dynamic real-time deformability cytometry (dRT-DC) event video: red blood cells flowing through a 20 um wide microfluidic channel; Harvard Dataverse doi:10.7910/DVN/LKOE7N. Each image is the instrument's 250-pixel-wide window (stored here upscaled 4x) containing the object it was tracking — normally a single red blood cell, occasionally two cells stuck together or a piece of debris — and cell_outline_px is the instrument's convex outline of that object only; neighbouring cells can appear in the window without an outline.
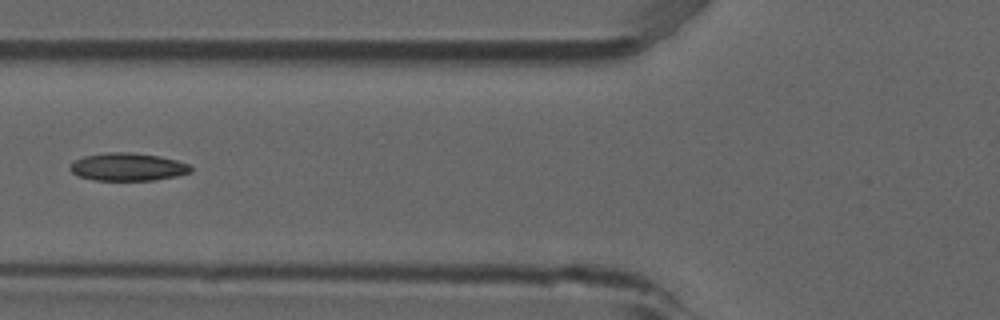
{"species": "common noctule bat (a hibernating species)", "species_latin": "Nyctalus noctula", "temperature_condition": "room temperature", "stored_images_in_passage": 4, "camera_frame_rate_fps": 3000, "um_per_image_px": 0.085, "animal": {"sex": "male", "forearm_length_mm": 52.5}, "frame": {"image": 1, "passage_image": 4, "time_ms": 1.0, "image_size_px": [1000, 320], "cell_outline_px": [[192, 172], [176, 176], [156, 180], [96, 180], [80, 176], [72, 172], [68, 168], [76, 160], [84, 156], [108, 152], [128, 152], [160, 156], [176, 160], [188, 164], [192, 168]], "centroid_in_image_um": [10.89, 14.18], "position_along_channel_um": 114.9, "area_um2": 19.42}}